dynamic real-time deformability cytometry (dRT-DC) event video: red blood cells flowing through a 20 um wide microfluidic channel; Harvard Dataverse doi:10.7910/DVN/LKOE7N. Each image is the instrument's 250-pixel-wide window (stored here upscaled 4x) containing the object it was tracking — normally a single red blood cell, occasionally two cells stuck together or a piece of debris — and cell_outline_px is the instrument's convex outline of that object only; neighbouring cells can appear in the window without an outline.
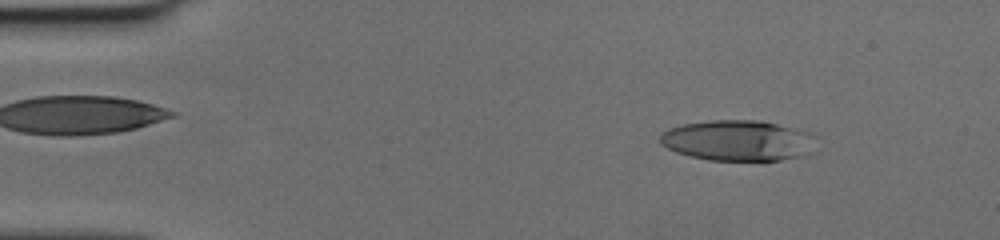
{"species": "human", "species_latin": "Homo sapiens", "temperature_condition": "cold", "stored_images_in_passage": 46, "camera_frame_rate_fps": 3000, "um_per_image_px": 0.085, "donor": {"sex": "female"}, "frame": {"image": 1, "passage_image": 3, "time_ms": 0.667, "image_size_px": [1000, 240], "cell_outline_px": [[816, 152], [804, 156], [764, 164], [708, 160], [676, 152], [660, 144], [660, 136], [668, 128], [684, 124], [712, 120], [756, 120], [776, 124], [808, 132], [816, 136]], "centroid_in_image_um": [62.83, 12.01], "position_along_channel_um": 22.2, "area_um2": 38.32}}
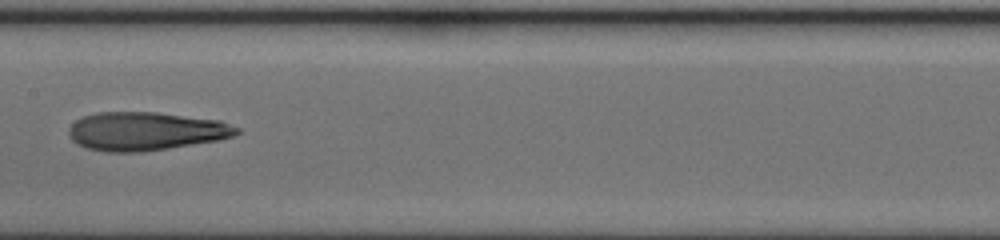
{"frame": {"image": 2, "passage_image": 22, "time_ms": 7.0, "image_size_px": [1000, 240], "cell_outline_px": [[240, 132], [232, 136], [220, 140], [168, 148], [140, 152], [108, 152], [88, 148], [76, 144], [68, 136], [68, 128], [76, 120], [84, 116], [96, 112], [156, 112], [220, 120], [240, 128]], "centroid_in_image_um": [12.37, 11.15], "position_along_channel_um": 195.0, "area_um2": 37.74}}
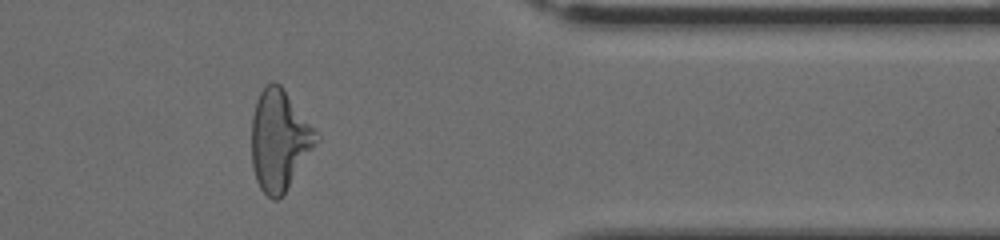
{"frame": {"image": 3, "passage_image": 37, "time_ms": 12.0, "image_size_px": [1000, 240], "cell_outline_px": [[320, 140], [284, 192], [276, 200], [272, 200], [260, 188], [256, 180], [252, 168], [252, 116], [256, 100], [264, 84], [272, 80], [276, 80], [284, 88], [320, 136]], "centroid_in_image_um": [23.74, 11.86], "position_along_channel_um": 387.7, "area_um2": 37.97}}